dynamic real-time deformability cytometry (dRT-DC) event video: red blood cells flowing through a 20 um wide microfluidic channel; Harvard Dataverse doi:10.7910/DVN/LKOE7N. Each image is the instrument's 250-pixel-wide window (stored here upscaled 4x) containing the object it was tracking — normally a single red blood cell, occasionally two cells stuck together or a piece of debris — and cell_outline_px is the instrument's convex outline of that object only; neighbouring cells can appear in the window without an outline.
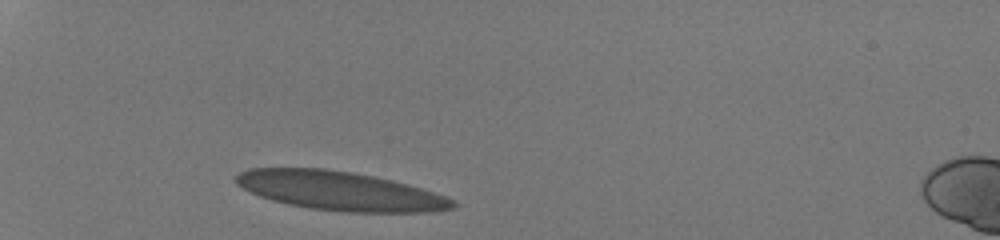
{"species": "human", "species_latin": "Homo sapiens", "temperature_condition": "room temperature", "stored_images_in_passage": 29, "camera_frame_rate_fps": 3000, "um_per_image_px": 0.085, "donor": {"sex": "male"}, "frame": {"image": 1, "passage_image": 1, "time_ms": 0.0, "image_size_px": [1000, 240], "cell_outline_px": [[460, 204], [456, 208], [436, 212], [340, 212], [308, 208], [288, 204], [272, 200], [260, 196], [236, 184], [236, 176], [240, 172], [248, 168], [324, 168], [352, 172], [392, 180], [408, 184], [456, 200]], "centroid_in_image_um": [28.94, 16.24], "position_along_channel_um": 56.1, "area_um2": 49.3}}
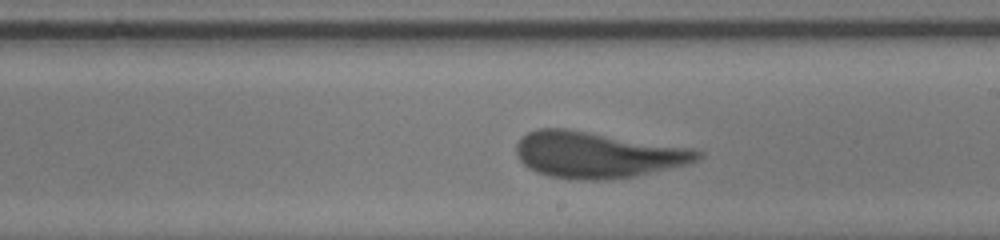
{"frame": {"image": 2, "passage_image": 17, "time_ms": 5.333, "image_size_px": [1000, 240], "cell_outline_px": [[704, 156], [700, 160], [688, 164], [636, 176], [604, 180], [580, 180], [548, 176], [536, 172], [528, 168], [516, 156], [516, 144], [520, 136], [536, 128], [568, 128], [692, 148], [704, 152]], "centroid_in_image_um": [50.77, 13.15], "position_along_channel_um": 238.2, "area_um2": 49.42}}
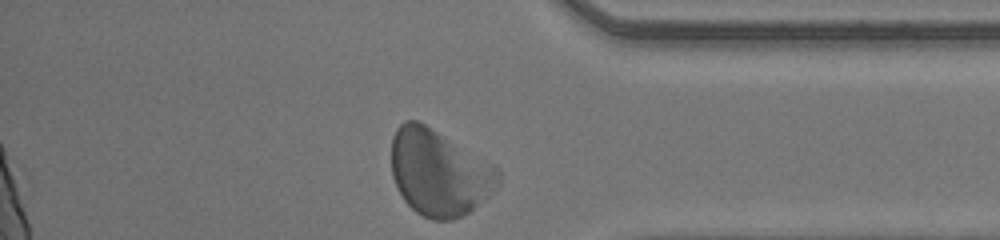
{"frame": {"image": 3, "passage_image": 29, "time_ms": 9.333, "image_size_px": [1000, 240], "cell_outline_px": [[500, 180], [496, 188], [468, 212], [452, 220], [432, 220], [416, 212], [404, 200], [392, 176], [392, 136], [396, 128], [404, 120], [416, 120], [424, 124], [496, 168], [500, 172]], "centroid_in_image_um": [37.26, 14.69], "position_along_channel_um": 397.9, "area_um2": 52.37}, "authors_computed_cell_mechanics": {"area_um2": 48.3786, "velocity_mm_per_s": 4.1437, "shape_relaxation_time_tau1_ms": 2.9329, "shape_relaxation_time_tau2_ms": null, "deformation_change_tau1": 0.1311, "deformation_change_tau2": null}}